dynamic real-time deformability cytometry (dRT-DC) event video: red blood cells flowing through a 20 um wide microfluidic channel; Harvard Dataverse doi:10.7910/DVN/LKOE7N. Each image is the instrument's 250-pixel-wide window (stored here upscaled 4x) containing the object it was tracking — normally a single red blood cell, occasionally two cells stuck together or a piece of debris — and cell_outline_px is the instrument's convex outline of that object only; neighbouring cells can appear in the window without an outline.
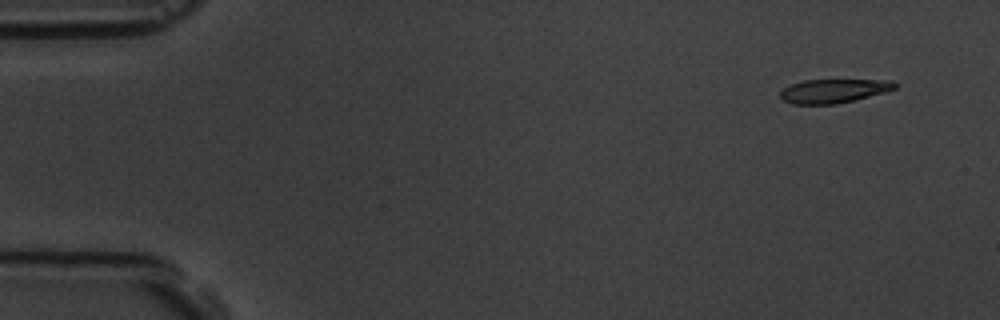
{"species": "common noctule bat (a hibernating species)", "species_latin": "Nyctalus noctula", "temperature_condition": "room temperature", "stored_images_in_passage": 5, "camera_frame_rate_fps": 3000, "um_per_image_px": 0.085, "animal": {"sex": "male", "body_mass_g": 19.5, "forearm_length_mm": 54.6}, "frame": {"image": 1, "passage_image": 1, "time_ms": 0.0, "image_size_px": [1000, 320], "cell_outline_px": [[896, 88], [884, 92], [856, 100], [836, 104], [792, 104], [780, 100], [780, 92], [784, 88], [792, 84], [804, 80], [892, 80], [896, 84]], "centroid_in_image_um": [70.83, 7.74], "position_along_channel_um": 14.2, "area_um2": 15.95}}
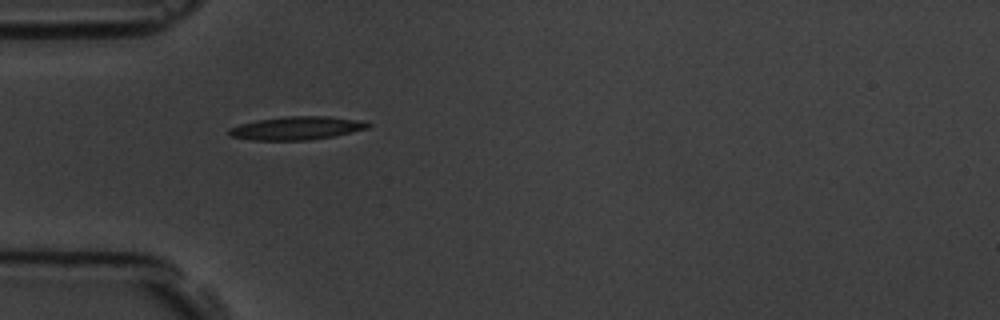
{"frame": {"image": 2, "passage_image": 4, "time_ms": 4.333, "image_size_px": [1000, 320], "cell_outline_px": [[372, 124], [368, 128], [332, 136], [308, 140], [252, 140], [228, 136], [228, 128], [240, 124], [256, 120], [284, 116], [328, 116], [356, 120]], "centroid_in_image_um": [25.14, 10.89], "position_along_channel_um": 59.9, "area_um2": 18.73}}
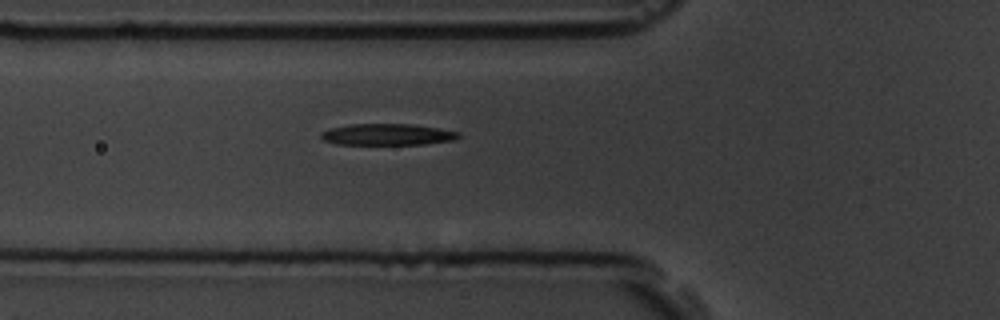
{"frame": {"image": 3, "passage_image": 5, "time_ms": 5.333, "image_size_px": [1000, 320], "cell_outline_px": [[460, 136], [456, 140], [424, 144], [336, 144], [324, 140], [320, 136], [320, 132], [328, 128], [352, 124], [412, 124], [440, 128], [460, 132]], "centroid_in_image_um": [32.94, 11.42], "position_along_channel_um": 92.9, "area_um2": 17.28}}